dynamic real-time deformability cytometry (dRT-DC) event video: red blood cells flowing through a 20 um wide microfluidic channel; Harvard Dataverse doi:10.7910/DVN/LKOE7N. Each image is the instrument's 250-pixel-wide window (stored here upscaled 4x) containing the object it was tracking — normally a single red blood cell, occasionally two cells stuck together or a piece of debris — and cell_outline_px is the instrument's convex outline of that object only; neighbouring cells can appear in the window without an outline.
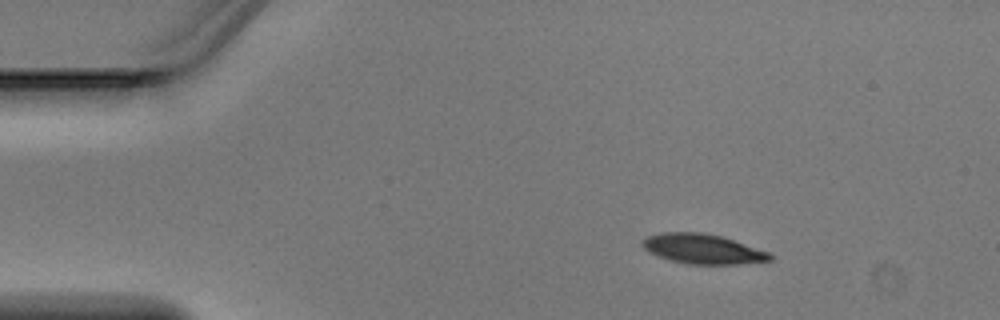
{"species": "Egyptian fruit bat (a non-hibernating species)", "species_latin": "Rousettus aegyptiacus", "temperature_condition": "warm", "stored_images_in_passage": 3, "camera_frame_rate_fps": 3000, "um_per_image_px": 0.085, "animal": {"sex": "male"}, "frame": {"image": 1, "passage_image": 1, "time_ms": 0.0, "image_size_px": [1000, 320], "cell_outline_px": [[772, 260], [740, 264], [688, 264], [672, 260], [660, 256], [644, 248], [640, 244], [648, 236], [664, 232], [700, 232], [720, 236], [772, 252]], "centroid_in_image_um": [59.79, 21.16], "position_along_channel_um": 25.2, "area_um2": 21.91}}
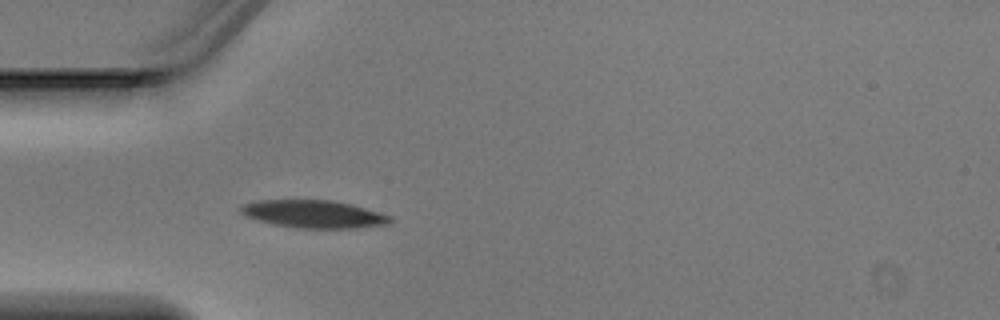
{"frame": {"image": 2, "passage_image": 3, "time_ms": 0.667, "image_size_px": [1000, 320], "cell_outline_px": [[392, 220], [388, 224], [356, 228], [296, 228], [276, 224], [244, 216], [240, 212], [240, 204], [256, 200], [332, 200], [352, 204], [392, 216]], "centroid_in_image_um": [26.65, 18.19], "position_along_channel_um": 58.3, "area_um2": 24.16}}